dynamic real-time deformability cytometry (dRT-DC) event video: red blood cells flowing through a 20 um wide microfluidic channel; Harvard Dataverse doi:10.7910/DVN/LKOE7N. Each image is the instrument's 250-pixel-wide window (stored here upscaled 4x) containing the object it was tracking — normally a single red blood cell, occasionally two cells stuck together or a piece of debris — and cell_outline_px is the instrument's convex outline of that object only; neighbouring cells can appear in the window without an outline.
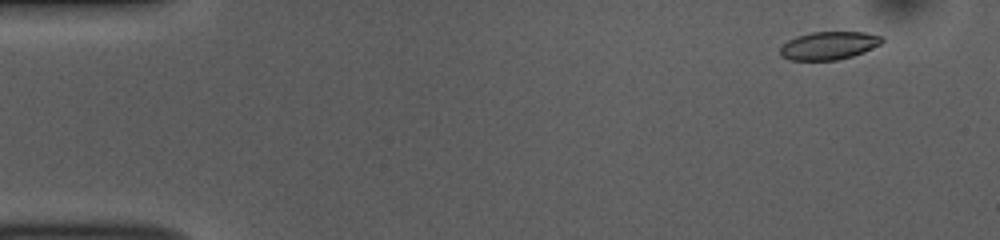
{"species": "common noctule bat (a hibernating species)", "species_latin": "Nyctalus noctula", "temperature_condition": "room temperature", "stored_images_in_passage": 54, "camera_frame_rate_fps": 3000, "um_per_image_px": 0.085, "animal": {"sex": "female", "body_mass_g": 10.0, "forearm_length_mm": 53.1}, "frame": {"image": 1, "passage_image": 5, "time_ms": 1.333, "image_size_px": [1000, 240], "cell_outline_px": [[884, 40], [880, 44], [864, 52], [852, 56], [836, 60], [788, 60], [780, 56], [780, 48], [788, 40], [796, 36], [812, 32], [864, 32], [884, 36]], "centroid_in_image_um": [70.45, 3.87], "position_along_channel_um": 14.5, "area_um2": 16.7}}
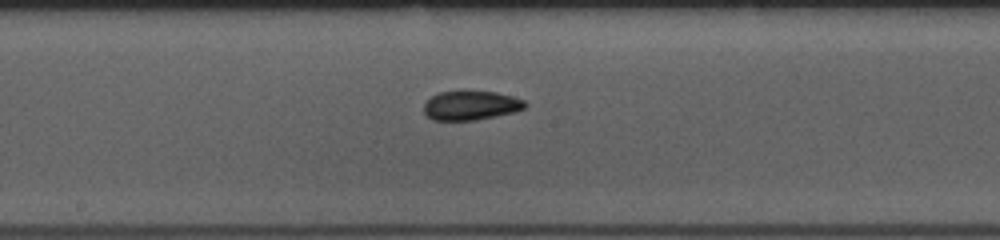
{"frame": {"image": 2, "passage_image": 29, "time_ms": 9.333, "image_size_px": [1000, 240], "cell_outline_px": [[528, 104], [524, 108], [512, 112], [476, 120], [432, 120], [424, 112], [424, 104], [432, 96], [440, 92], [496, 92], [512, 96], [524, 100]], "centroid_in_image_um": [40.02, 8.97], "position_along_channel_um": 208.2, "area_um2": 16.88}}
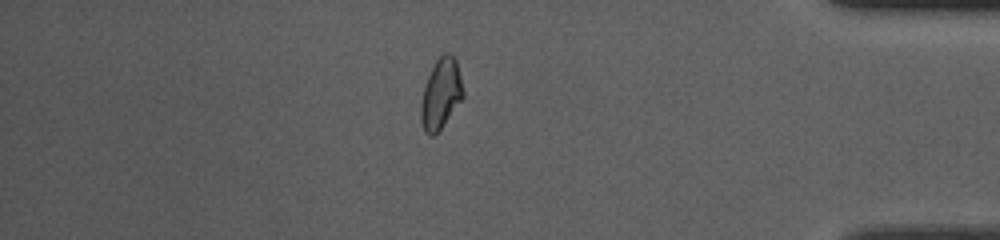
{"frame": {"image": 3, "passage_image": 47, "time_ms": 15.333, "image_size_px": [1000, 240], "cell_outline_px": [[464, 96], [440, 128], [432, 136], [428, 136], [424, 132], [420, 120], [420, 104], [424, 84], [436, 60], [444, 52], [448, 52], [456, 60], [464, 92]], "centroid_in_image_um": [37.44, 7.97], "position_along_channel_um": 397.8, "area_um2": 17.17}, "authors_computed_cell_mechanics": {"area_um2": 17.2822, "velocity_mm_per_s": 3.7248, "shape_relaxation_time_tau1_ms": null, "shape_relaxation_time_tau2_ms": 2.4286, "deformation_change_tau1": null, "deformation_change_tau2": 0.0682}}